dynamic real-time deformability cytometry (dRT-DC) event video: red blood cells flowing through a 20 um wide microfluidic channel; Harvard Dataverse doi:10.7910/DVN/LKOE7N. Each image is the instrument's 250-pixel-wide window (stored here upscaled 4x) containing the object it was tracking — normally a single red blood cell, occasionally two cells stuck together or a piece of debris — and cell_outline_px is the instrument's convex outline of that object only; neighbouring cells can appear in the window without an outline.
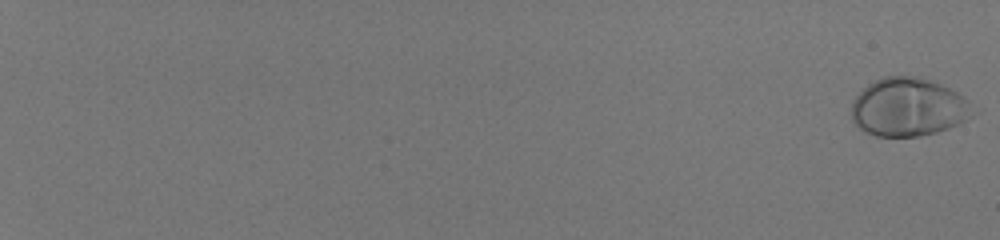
{"species": "human", "species_latin": "Homo sapiens", "temperature_condition": "room temperature", "stored_images_in_passage": 57, "camera_frame_rate_fps": 3000, "um_per_image_px": 0.085, "donor": {"sex": "male"}, "frame": {"image": 1, "passage_image": 1, "time_ms": 0.0, "image_size_px": [1000, 240], "cell_outline_px": [[980, 112], [960, 124], [936, 132], [920, 136], [876, 136], [864, 132], [852, 120], [852, 100], [868, 84], [884, 76], [920, 76], [940, 84], [964, 96]], "centroid_in_image_um": [77.26, 9.11], "position_along_channel_um": 7.7, "area_um2": 41.67}}
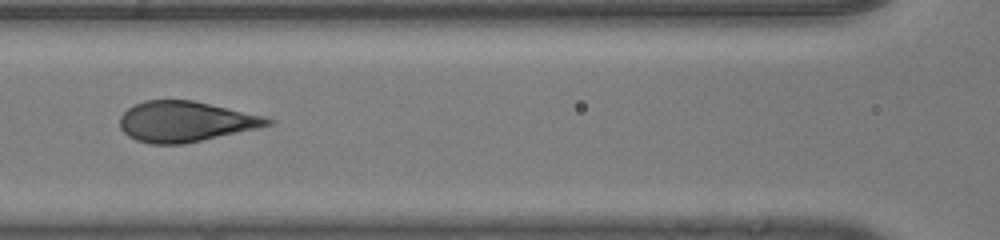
{"frame": {"image": 2, "passage_image": 33, "time_ms": 10.667, "image_size_px": [1000, 240], "cell_outline_px": [[276, 124], [260, 128], [184, 144], [152, 144], [136, 140], [128, 136], [120, 128], [120, 116], [128, 108], [144, 100], [192, 100], [264, 116], [276, 120]], "centroid_in_image_um": [15.8, 10.34], "position_along_channel_um": 150.8, "area_um2": 34.97}}
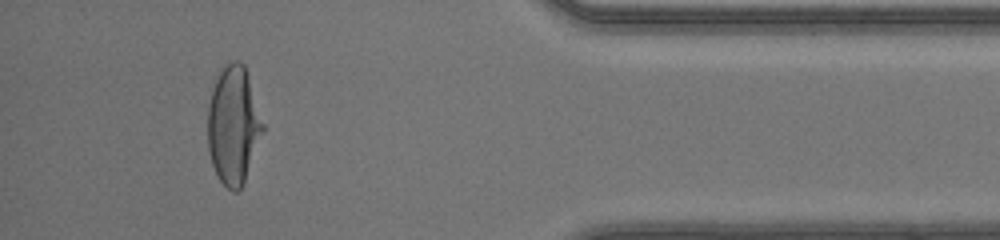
{"frame": {"image": 3, "passage_image": 54, "time_ms": 17.667, "image_size_px": [1000, 240], "cell_outline_px": [[264, 128], [244, 180], [240, 188], [236, 192], [232, 192], [220, 180], [212, 164], [208, 148], [208, 104], [216, 80], [220, 72], [232, 60], [240, 60], [244, 64], [264, 124]], "centroid_in_image_um": [19.83, 10.63], "position_along_channel_um": 415.4, "area_um2": 37.11}}